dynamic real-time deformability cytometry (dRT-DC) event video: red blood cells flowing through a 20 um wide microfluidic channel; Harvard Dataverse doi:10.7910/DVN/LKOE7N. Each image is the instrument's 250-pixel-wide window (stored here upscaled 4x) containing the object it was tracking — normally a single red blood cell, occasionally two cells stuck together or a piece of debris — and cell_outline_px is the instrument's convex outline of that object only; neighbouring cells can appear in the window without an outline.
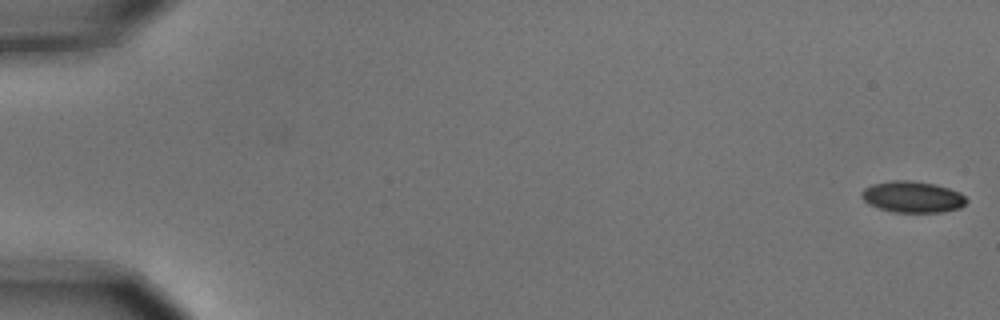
{"species": "common noctule bat (a hibernating species)", "species_latin": "Nyctalus noctula", "temperature_condition": "cold", "stored_images_in_passage": 8, "camera_frame_rate_fps": 3000, "um_per_image_px": 0.085, "animal": {"sex": "male", "body_mass_g": 15.6}, "frame": {"image": 1, "passage_image": 1, "time_ms": 0.0, "image_size_px": [1000, 320], "cell_outline_px": [[968, 200], [960, 208], [944, 212], [892, 212], [868, 204], [860, 196], [860, 192], [864, 188], [872, 184], [892, 180], [908, 180], [936, 184], [960, 192]], "centroid_in_image_um": [77.55, 16.73], "position_along_channel_um": 7.5, "area_um2": 19.25}}
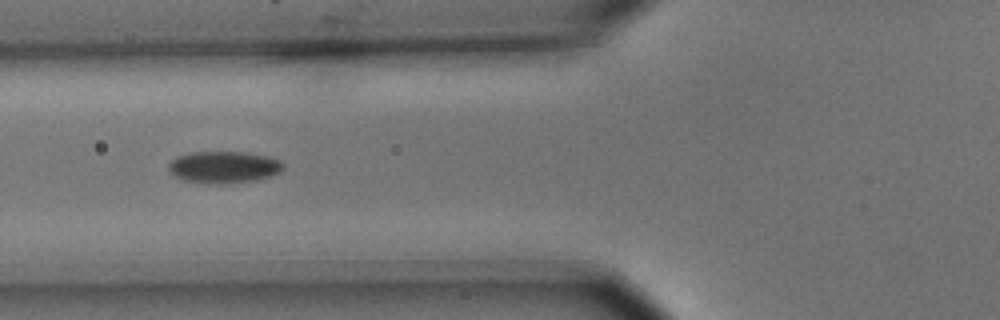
{"frame": {"image": 2, "passage_image": 7, "time_ms": 2.0, "image_size_px": [1000, 320], "cell_outline_px": [[284, 168], [280, 172], [272, 176], [256, 180], [220, 184], [208, 184], [184, 180], [176, 176], [168, 168], [168, 164], [176, 156], [188, 152], [244, 152], [268, 156], [280, 160], [284, 164]], "centroid_in_image_um": [19.04, 14.2], "position_along_channel_um": 106.8, "area_um2": 21.44}}
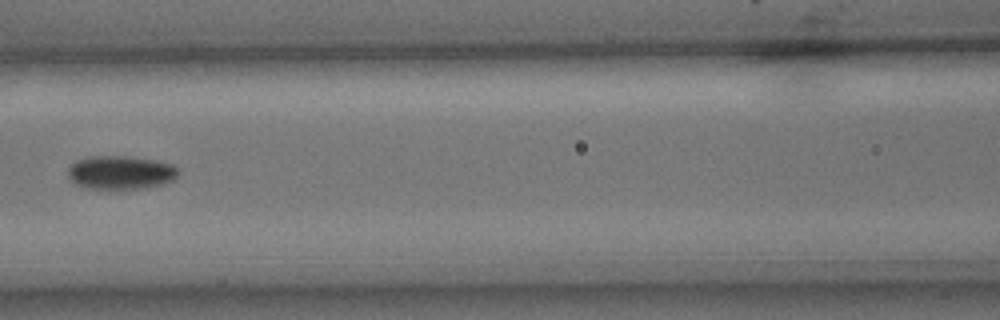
{"frame": {"image": 3, "passage_image": 8, "time_ms": 2.333, "image_size_px": [1000, 320], "cell_outline_px": [[180, 172], [172, 180], [164, 184], [148, 188], [108, 192], [88, 188], [76, 184], [68, 176], [68, 168], [76, 160], [88, 156], [124, 156], [152, 160], [172, 164], [180, 168]], "centroid_in_image_um": [10.25, 14.71], "position_along_channel_um": 156.3, "area_um2": 22.37}}